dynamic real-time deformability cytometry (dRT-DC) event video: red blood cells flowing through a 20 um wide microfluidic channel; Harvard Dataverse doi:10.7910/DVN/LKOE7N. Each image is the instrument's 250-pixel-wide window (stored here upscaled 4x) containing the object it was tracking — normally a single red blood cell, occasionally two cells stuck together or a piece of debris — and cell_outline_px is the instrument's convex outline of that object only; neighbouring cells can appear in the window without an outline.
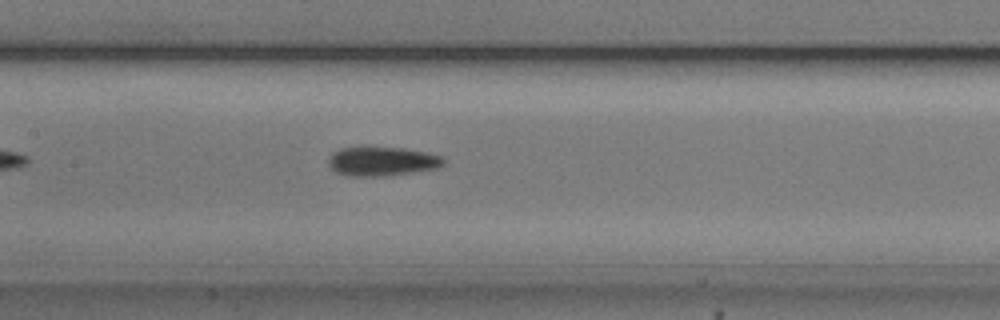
{"species": "common noctule bat (a hibernating species)", "species_latin": "Nyctalus noctula", "temperature_condition": "cold", "stored_images_in_passage": 42, "camera_frame_rate_fps": 3000, "um_per_image_px": 0.085, "animal": {"sex": "male", "body_mass_g": 20.5, "forearm_length_mm": 52.5}, "frame": {"image": 1, "passage_image": 13, "time_ms": 4.0, "image_size_px": [1000, 320], "cell_outline_px": [[444, 164], [436, 168], [412, 172], [380, 176], [344, 176], [336, 172], [328, 164], [328, 160], [332, 152], [340, 148], [404, 148], [424, 152], [440, 156], [444, 160]], "centroid_in_image_um": [32.42, 13.72], "position_along_channel_um": 175.0, "area_um2": 19.19}}
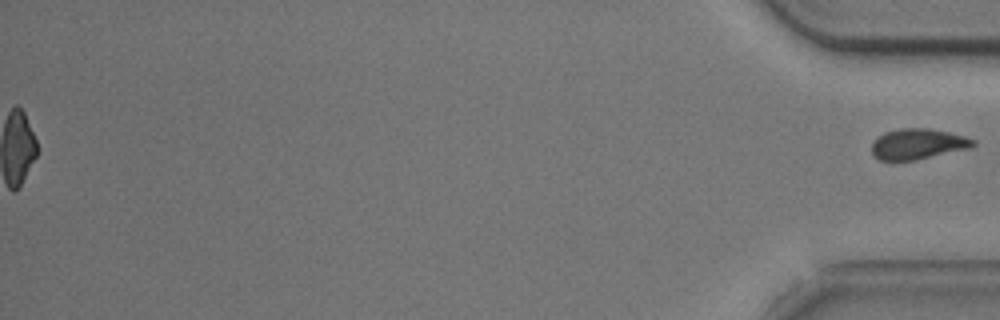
{"frame": {"image": 2, "passage_image": 42, "time_ms": 13.667, "image_size_px": [1000, 320], "cell_outline_px": [[976, 144], [972, 148], [916, 160], [880, 160], [872, 152], [872, 144], [876, 136], [884, 132], [900, 128], [928, 128], [948, 132], [964, 136], [976, 140]], "centroid_in_image_um": [78.04, 12.23], "position_along_channel_um": 357.2, "area_um2": 18.21}}